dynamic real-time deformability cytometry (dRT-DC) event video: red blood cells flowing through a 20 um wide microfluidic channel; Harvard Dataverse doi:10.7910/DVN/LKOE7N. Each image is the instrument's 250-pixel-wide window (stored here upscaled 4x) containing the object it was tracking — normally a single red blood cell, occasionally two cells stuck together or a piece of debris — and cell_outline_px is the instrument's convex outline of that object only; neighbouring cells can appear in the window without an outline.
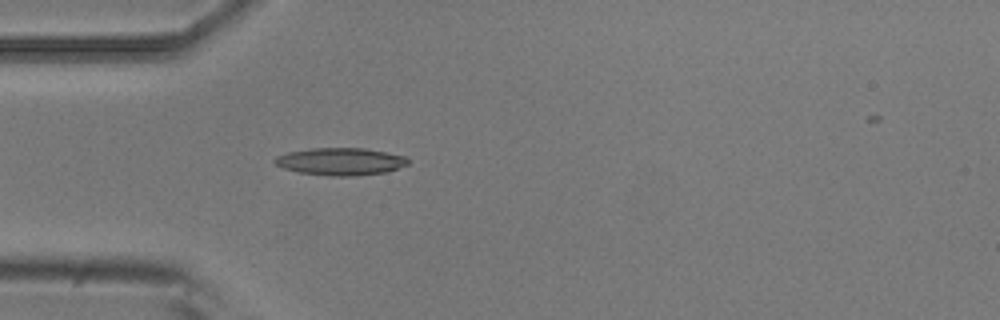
{"species": "common noctule bat (a hibernating species)", "species_latin": "Nyctalus noctula", "temperature_condition": "room temperature", "stored_images_in_passage": 5, "camera_frame_rate_fps": 3000, "um_per_image_px": 0.085, "animal": {"sex": "male", "body_mass_g": 20.5, "forearm_length_mm": 52.5}, "frame": {"image": 1, "passage_image": 5, "time_ms": 1.333, "image_size_px": [1000, 320], "cell_outline_px": [[408, 164], [388, 172], [352, 176], [332, 176], [300, 172], [284, 168], [276, 164], [272, 160], [276, 156], [288, 152], [312, 148], [364, 148], [404, 156], [408, 160]], "centroid_in_image_um": [28.93, 13.73], "position_along_channel_um": 56.1, "area_um2": 21.1}}